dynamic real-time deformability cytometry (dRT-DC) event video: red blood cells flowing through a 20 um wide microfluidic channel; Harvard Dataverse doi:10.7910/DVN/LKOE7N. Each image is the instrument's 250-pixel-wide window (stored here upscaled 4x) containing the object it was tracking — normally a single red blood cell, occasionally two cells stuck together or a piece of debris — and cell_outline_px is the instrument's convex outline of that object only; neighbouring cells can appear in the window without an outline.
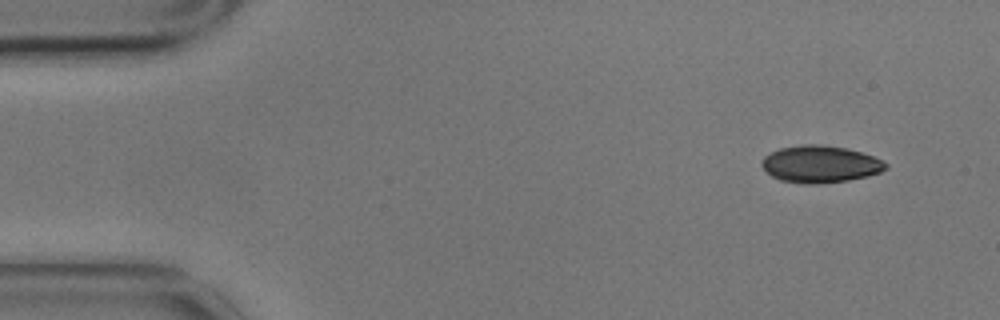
{"species": "common noctule bat (a hibernating species)", "species_latin": "Nyctalus noctula", "temperature_condition": "cold", "stored_images_in_passage": 4, "camera_frame_rate_fps": 3000, "um_per_image_px": 0.085, "animal": {"sex": "male", "body_mass_g": 17.9}, "frame": {"image": 1, "passage_image": 1, "time_ms": 0.0, "image_size_px": [1000, 320], "cell_outline_px": [[888, 168], [880, 172], [868, 176], [848, 180], [816, 184], [804, 184], [780, 180], [772, 176], [760, 164], [764, 156], [780, 148], [804, 144], [820, 144], [848, 148], [872, 156], [888, 164]], "centroid_in_image_um": [69.72, 13.95], "position_along_channel_um": 15.3, "area_um2": 26.7}}
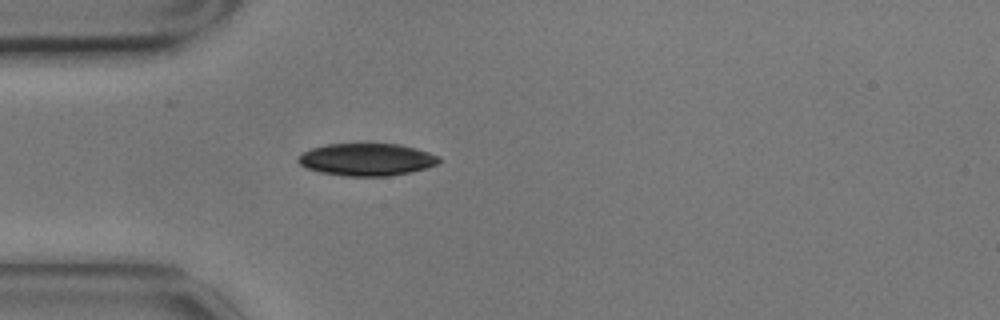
{"frame": {"image": 2, "passage_image": 4, "time_ms": 1.0, "image_size_px": [1000, 320], "cell_outline_px": [[440, 160], [436, 164], [428, 168], [388, 176], [344, 176], [320, 172], [308, 168], [300, 164], [296, 160], [304, 152], [312, 148], [328, 144], [364, 140], [400, 144], [416, 148], [440, 156]], "centroid_in_image_um": [31.18, 13.5], "position_along_channel_um": 53.8, "area_um2": 27.46}}